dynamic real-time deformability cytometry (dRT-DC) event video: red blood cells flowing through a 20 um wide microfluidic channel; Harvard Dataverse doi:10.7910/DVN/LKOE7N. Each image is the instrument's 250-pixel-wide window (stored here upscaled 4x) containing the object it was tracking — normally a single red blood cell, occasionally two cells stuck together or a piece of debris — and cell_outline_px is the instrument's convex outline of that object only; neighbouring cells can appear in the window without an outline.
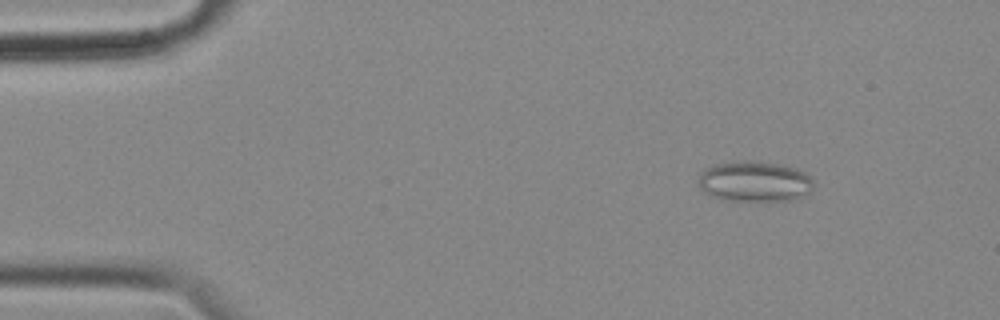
{"species": "common noctule bat (a hibernating species)", "species_latin": "Nyctalus noctula", "temperature_condition": "cold", "stored_images_in_passage": 51, "camera_frame_rate_fps": 3000, "um_per_image_px": 0.085, "animal": {"sex": "female", "body_mass_g": 18.4}, "frame": {"image": 1, "passage_image": 1, "time_ms": 0.0, "image_size_px": [1000, 320], "cell_outline_px": [[812, 192], [788, 200], [724, 200], [712, 196], [704, 192], [696, 184], [696, 180], [700, 172], [704, 168], [716, 164], [744, 160], [748, 160], [776, 164], [796, 168], [812, 176]], "centroid_in_image_um": [64.08, 15.41], "position_along_channel_um": 20.9, "area_um2": 27.28}}
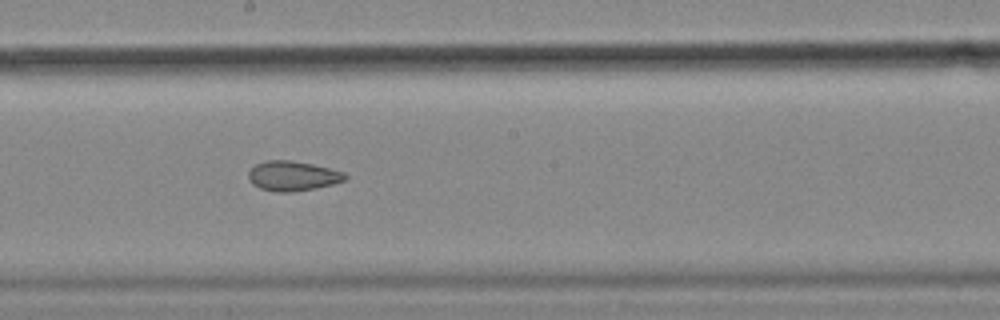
{"frame": {"image": 2, "passage_image": 25, "time_ms": 8.0, "image_size_px": [1000, 320], "cell_outline_px": [[348, 176], [344, 180], [332, 184], [316, 188], [292, 192], [276, 192], [260, 188], [252, 184], [248, 176], [248, 172], [256, 164], [268, 160], [292, 160], [312, 164], [344, 172]], "centroid_in_image_um": [24.86, 14.95], "position_along_channel_um": 223.3, "area_um2": 16.7}}
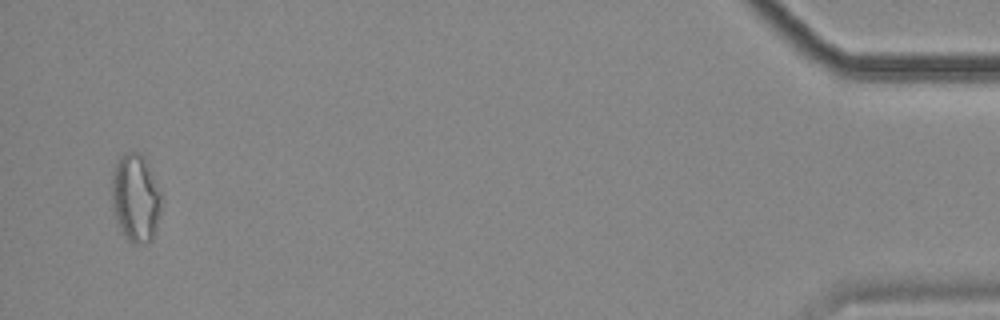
{"frame": {"image": 3, "passage_image": 49, "time_ms": 16.0, "image_size_px": [1000, 320], "cell_outline_px": [[160, 212], [156, 232], [152, 240], [148, 244], [132, 244], [124, 236], [116, 220], [112, 204], [112, 176], [116, 164], [120, 156], [128, 152], [140, 152], [144, 156], [160, 192]], "centroid_in_image_um": [11.52, 16.87], "position_along_channel_um": 423.7, "area_um2": 25.43}, "authors_computed_cell_mechanics": {"area_um2": 19.1318, "velocity_mm_per_s": 3.5319, "shape_relaxation_time_tau1_ms": null, "shape_relaxation_time_tau2_ms": 3.203, "deformation_change_tau1": null, "deformation_change_tau2": 0.0925}}